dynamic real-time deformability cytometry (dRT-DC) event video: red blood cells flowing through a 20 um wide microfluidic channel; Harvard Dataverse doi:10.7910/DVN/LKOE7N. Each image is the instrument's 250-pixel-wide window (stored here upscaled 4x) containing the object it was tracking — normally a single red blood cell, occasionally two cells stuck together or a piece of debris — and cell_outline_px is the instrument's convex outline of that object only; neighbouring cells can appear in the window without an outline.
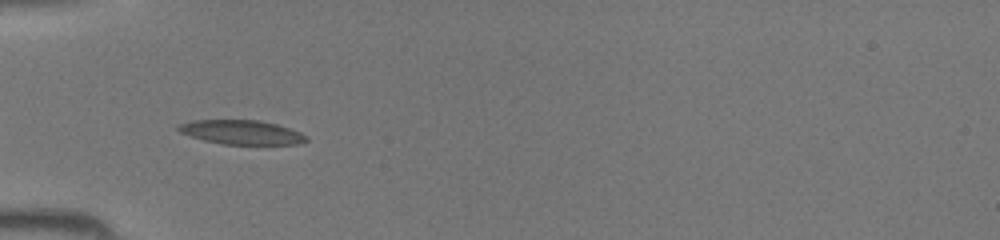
{"species": "common noctule bat (a hibernating species)", "species_latin": "Nyctalus noctula", "temperature_condition": "room temperature", "stored_images_in_passage": 31, "camera_frame_rate_fps": 3000, "um_per_image_px": 0.085, "animal": {"sex": "female", "body_mass_g": 19.5, "forearm_length_mm": 54.1}, "frame": {"image": 1, "passage_image": 2, "time_ms": 0.333, "image_size_px": [1000, 240], "cell_outline_px": [[308, 140], [296, 144], [220, 144], [204, 140], [180, 132], [176, 128], [176, 124], [192, 120], [256, 120], [276, 124], [300, 132], [308, 136]], "centroid_in_image_um": [20.49, 11.24], "position_along_channel_um": 64.5, "area_um2": 17.98}}
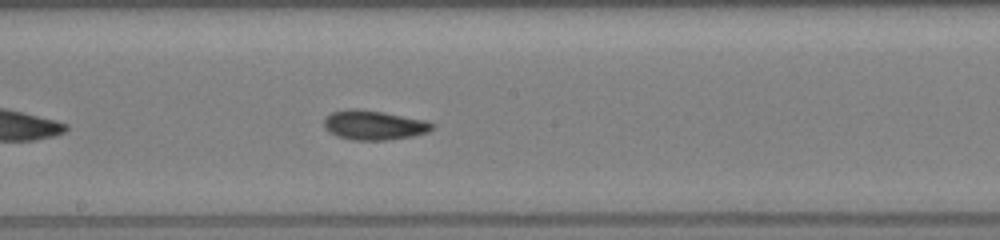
{"frame": {"image": 2, "passage_image": 12, "time_ms": 3.667, "image_size_px": [1000, 240], "cell_outline_px": [[432, 128], [428, 132], [412, 136], [384, 140], [352, 140], [336, 136], [328, 132], [324, 128], [324, 116], [332, 112], [348, 108], [356, 108], [384, 112], [428, 120], [432, 124]], "centroid_in_image_um": [31.73, 10.62], "position_along_channel_um": 216.5, "area_um2": 18.79}}
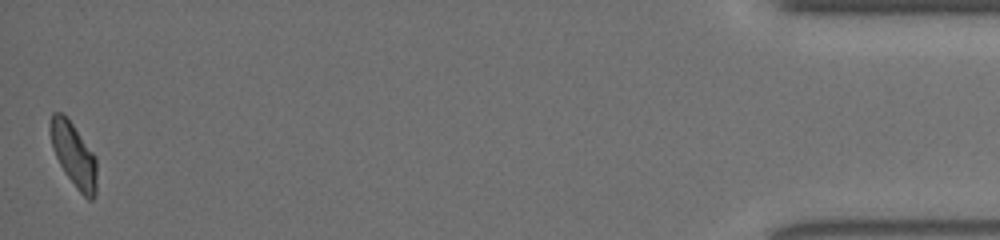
{"frame": {"image": 3, "passage_image": 31, "time_ms": 10.0, "image_size_px": [1000, 240], "cell_outline_px": [[96, 196], [92, 200], [88, 200], [76, 188], [64, 172], [52, 148], [48, 128], [48, 124], [52, 112], [60, 112], [72, 124], [96, 156]], "centroid_in_image_um": [6.25, 13.17], "position_along_channel_um": 429.0, "area_um2": 17.4}}